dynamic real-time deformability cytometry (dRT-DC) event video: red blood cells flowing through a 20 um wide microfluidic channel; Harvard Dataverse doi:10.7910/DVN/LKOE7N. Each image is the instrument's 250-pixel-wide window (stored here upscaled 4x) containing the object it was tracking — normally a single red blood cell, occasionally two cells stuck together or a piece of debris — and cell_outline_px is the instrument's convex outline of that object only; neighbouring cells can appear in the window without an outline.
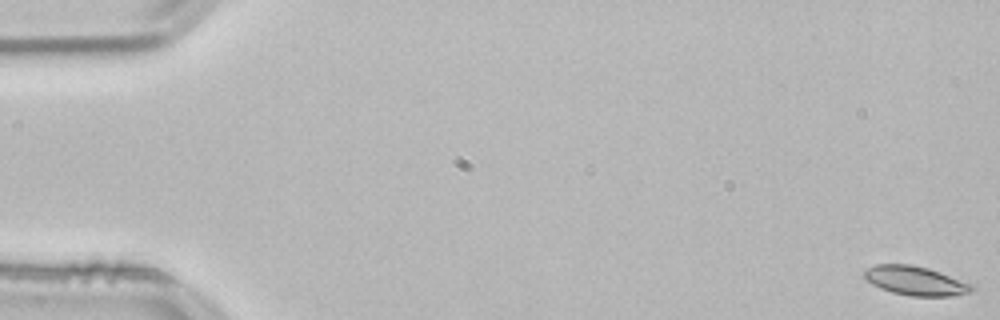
{"species": "common noctule bat (a hibernating species)", "species_latin": "Nyctalus noctula", "temperature_condition": "room temperature", "stored_images_in_passage": 55, "camera_frame_rate_fps": 3000, "um_per_image_px": 0.085, "animal": {"sex": "male", "body_mass_g": 21.5, "forearm_length_mm": 52.0}, "frame": {"image": 1, "passage_image": 1, "time_ms": 0.0, "image_size_px": [1000, 320], "cell_outline_px": [[976, 292], [952, 296], [908, 296], [892, 292], [880, 288], [864, 280], [864, 272], [868, 268], [876, 264], [912, 264], [928, 268], [940, 272], [972, 284], [976, 288]], "centroid_in_image_um": [77.85, 23.87], "position_along_channel_um": 7.2, "area_um2": 18.5}}
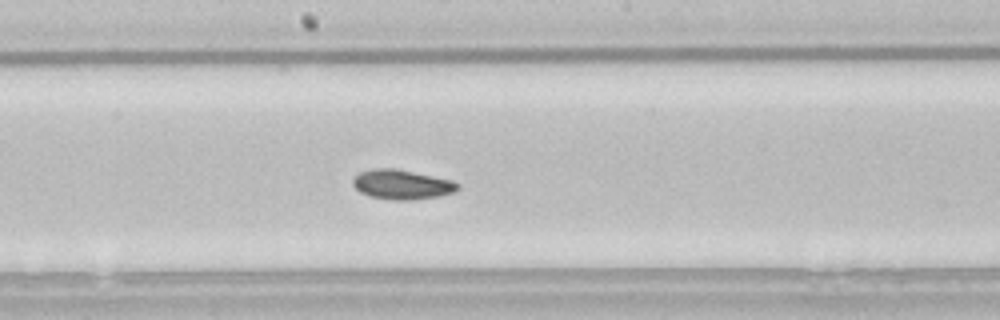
{"frame": {"image": 2, "passage_image": 29, "time_ms": 9.333, "image_size_px": [1000, 320], "cell_outline_px": [[460, 188], [456, 192], [440, 196], [412, 200], [392, 200], [372, 196], [360, 192], [352, 184], [352, 180], [360, 172], [372, 168], [392, 168], [452, 180], [460, 184]], "centroid_in_image_um": [34.19, 15.69], "position_along_channel_um": 214.0, "area_um2": 18.03}}
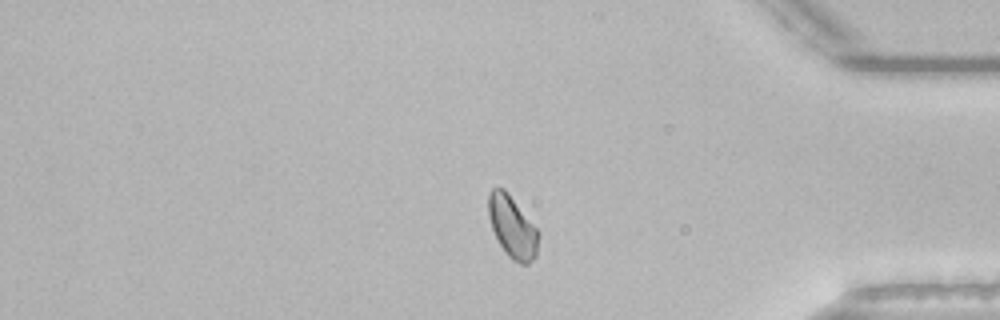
{"frame": {"image": 3, "passage_image": 45, "time_ms": 14.667, "image_size_px": [1000, 320], "cell_outline_px": [[536, 256], [528, 264], [520, 264], [512, 260], [508, 256], [500, 244], [492, 228], [488, 216], [488, 196], [492, 188], [504, 188], [508, 192], [536, 228]], "centroid_in_image_um": [43.5, 19.28], "position_along_channel_um": 391.7, "area_um2": 17.57}, "authors_computed_cell_mechanics": {"area_um2": 17.918, "velocity_mm_per_s": 3.811, "shape_relaxation_time_tau1_ms": 5.9553, "shape_relaxation_time_tau2_ms": 4.2535, "deformation_change_tau1": 0.0848, "deformation_change_tau2": 0.084}}